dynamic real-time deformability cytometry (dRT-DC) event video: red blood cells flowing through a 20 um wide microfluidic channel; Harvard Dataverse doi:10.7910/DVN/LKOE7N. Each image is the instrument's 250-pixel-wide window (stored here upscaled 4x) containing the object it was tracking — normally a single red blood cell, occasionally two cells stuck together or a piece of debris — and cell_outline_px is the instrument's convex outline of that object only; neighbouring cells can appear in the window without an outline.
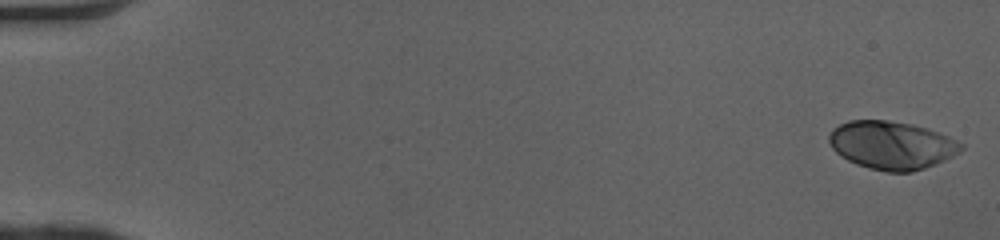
{"species": "human", "species_latin": "Homo sapiens", "temperature_condition": "cold", "stored_images_in_passage": 50, "camera_frame_rate_fps": 3000, "um_per_image_px": 0.085, "donor": {"sex": "female"}, "frame": {"image": 1, "passage_image": 1, "time_ms": 0.0, "image_size_px": [1000, 240], "cell_outline_px": [[964, 148], [960, 152], [944, 160], [924, 168], [912, 172], [884, 172], [868, 168], [856, 164], [840, 156], [832, 148], [828, 140], [828, 136], [832, 128], [848, 120], [888, 120], [912, 124], [928, 128], [940, 132], [964, 144]], "centroid_in_image_um": [75.78, 12.34], "position_along_channel_um": 9.2, "area_um2": 37.34}}
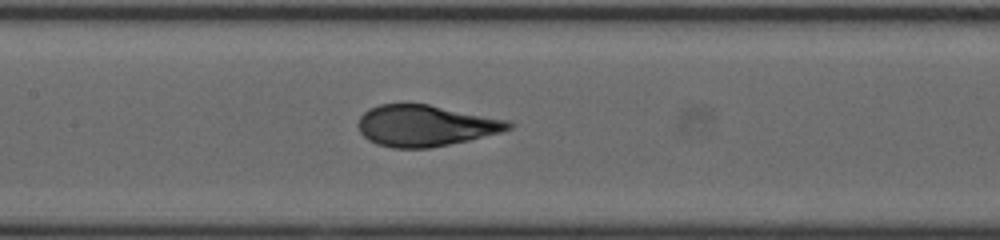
{"frame": {"image": 2, "passage_image": 25, "time_ms": 8.0, "image_size_px": [1000, 240], "cell_outline_px": [[516, 124], [512, 128], [500, 132], [468, 140], [428, 148], [392, 148], [376, 144], [368, 140], [360, 132], [356, 124], [360, 116], [368, 108], [380, 104], [428, 104], [512, 120]], "centroid_in_image_um": [36.17, 10.67], "position_along_channel_um": 171.2, "area_um2": 36.41}}
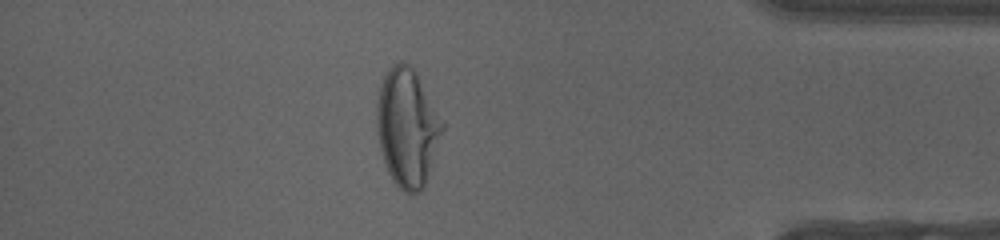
{"frame": {"image": 3, "passage_image": 44, "time_ms": 14.333, "image_size_px": [1000, 240], "cell_outline_px": [[444, 128], [424, 188], [420, 192], [412, 196], [404, 192], [392, 180], [388, 172], [380, 148], [376, 128], [376, 100], [380, 84], [388, 68], [392, 64], [400, 60], [404, 60], [412, 64], [444, 120]], "centroid_in_image_um": [34.62, 10.8], "position_along_channel_um": 400.6, "area_um2": 46.07}, "authors_computed_cell_mechanics": {"area_um2": 36.5874, "velocity_mm_per_s": 4.0874, "shape_relaxation_time_tau1_ms": 4.2114, "shape_relaxation_time_tau2_ms": null, "deformation_change_tau1": 0.1973, "deformation_change_tau2": null}}